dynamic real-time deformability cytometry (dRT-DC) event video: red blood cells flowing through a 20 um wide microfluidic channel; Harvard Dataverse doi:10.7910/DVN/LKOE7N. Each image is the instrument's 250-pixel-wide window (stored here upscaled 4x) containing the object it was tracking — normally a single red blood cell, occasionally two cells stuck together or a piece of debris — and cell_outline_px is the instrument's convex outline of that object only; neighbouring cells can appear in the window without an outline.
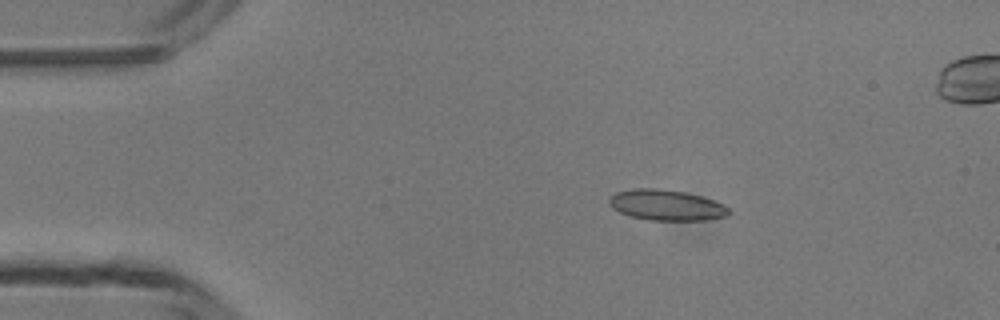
{"species": "common noctule bat (a hibernating species)", "species_latin": "Nyctalus noctula", "temperature_condition": "room temperature", "stored_images_in_passage": 4, "camera_frame_rate_fps": 3000, "um_per_image_px": 0.085, "animal": {"sex": "male", "body_mass_g": 13.3}, "frame": {"image": 1, "passage_image": 2, "time_ms": 1.333, "image_size_px": [1000, 320], "cell_outline_px": [[732, 212], [728, 216], [708, 220], [648, 220], [632, 216], [620, 212], [612, 208], [608, 204], [608, 200], [616, 192], [636, 188], [656, 188], [684, 192], [700, 196], [724, 204]], "centroid_in_image_um": [56.66, 17.44], "position_along_channel_um": 28.3, "area_um2": 21.39}}